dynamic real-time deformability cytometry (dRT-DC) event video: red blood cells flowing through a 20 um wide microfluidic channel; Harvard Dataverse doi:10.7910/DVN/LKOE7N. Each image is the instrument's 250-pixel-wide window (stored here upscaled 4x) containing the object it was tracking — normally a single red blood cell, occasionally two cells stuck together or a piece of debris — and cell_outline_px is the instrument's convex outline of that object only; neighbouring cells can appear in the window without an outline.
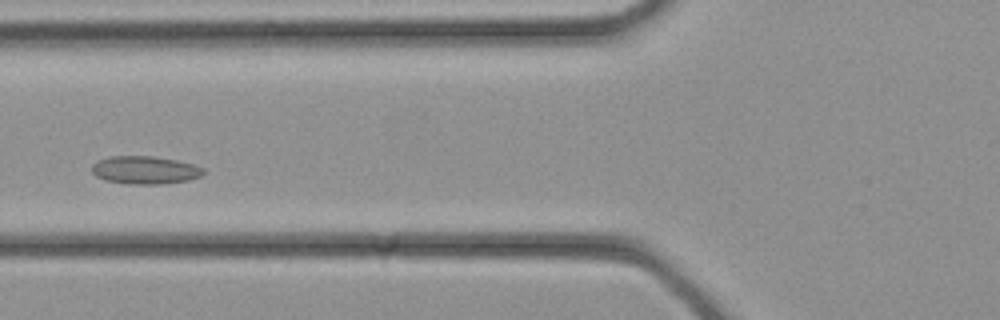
{"species": "common noctule bat (a hibernating species)", "species_latin": "Nyctalus noctula", "temperature_condition": "cold", "stored_images_in_passage": 31, "camera_frame_rate_fps": 3000, "um_per_image_px": 0.085, "animal": {"sex": "female", "body_mass_g": 21.9}, "frame": {"image": 1, "passage_image": 10, "time_ms": 3.0, "image_size_px": [1000, 320], "cell_outline_px": [[204, 172], [200, 176], [188, 180], [160, 184], [128, 184], [104, 180], [96, 176], [92, 172], [92, 164], [96, 160], [108, 156], [152, 156], [176, 160], [196, 164], [204, 168]], "centroid_in_image_um": [12.3, 14.45], "position_along_channel_um": 113.5, "area_um2": 18.32}}
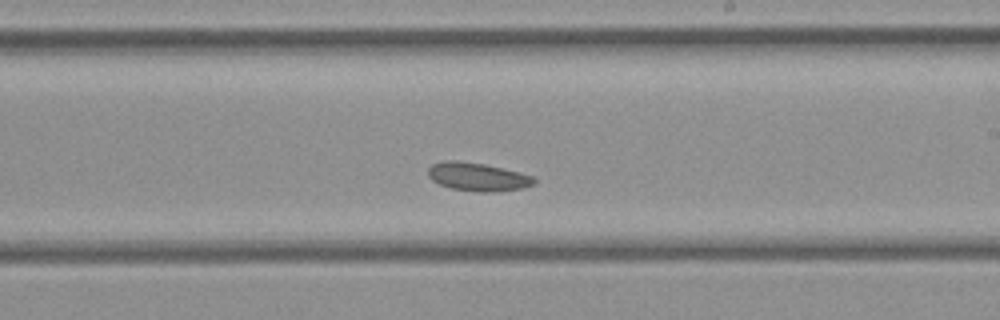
{"frame": {"image": 2, "passage_image": 17, "time_ms": 5.333, "image_size_px": [1000, 320], "cell_outline_px": [[536, 184], [524, 188], [496, 192], [484, 192], [452, 188], [440, 184], [432, 180], [428, 176], [428, 168], [432, 164], [444, 160], [456, 160], [484, 164], [520, 172], [532, 176], [536, 180]], "centroid_in_image_um": [40.62, 15.03], "position_along_channel_um": 248.4, "area_um2": 17.51}}
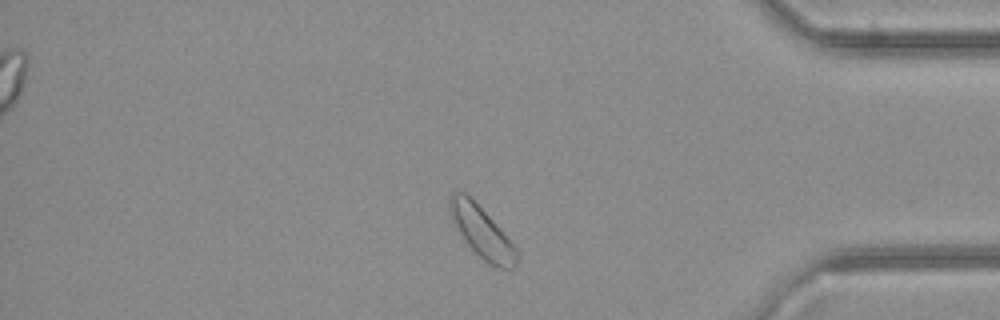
{"frame": {"image": 3, "passage_image": 26, "time_ms": 8.333, "image_size_px": [1000, 320], "cell_outline_px": [[520, 256], [516, 268], [500, 268], [488, 264], [468, 244], [460, 232], [448, 208], [448, 200], [452, 192], [460, 188], [496, 224], [520, 252]], "centroid_in_image_um": [40.99, 19.74], "position_along_channel_um": 394.2, "area_um2": 19.65}}